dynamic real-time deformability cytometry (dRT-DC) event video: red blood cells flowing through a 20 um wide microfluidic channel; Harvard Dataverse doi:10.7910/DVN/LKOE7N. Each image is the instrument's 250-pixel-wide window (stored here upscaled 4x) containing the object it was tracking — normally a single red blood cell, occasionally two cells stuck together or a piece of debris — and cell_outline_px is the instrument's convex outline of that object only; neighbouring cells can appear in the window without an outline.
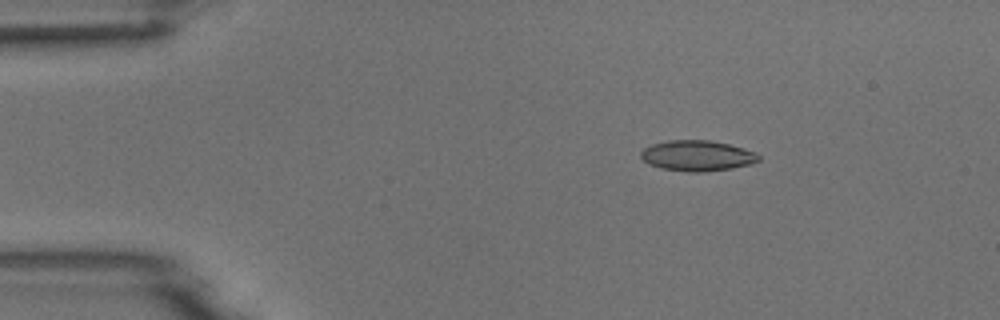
{"species": "common noctule bat (a hibernating species)", "species_latin": "Nyctalus noctula", "temperature_condition": "room temperature", "stored_images_in_passage": 4, "camera_frame_rate_fps": 3000, "um_per_image_px": 0.085, "animal": {"sex": "male", "body_mass_g": 18.8}, "frame": {"image": 1, "passage_image": 2, "time_ms": 1.0, "image_size_px": [1000, 320], "cell_outline_px": [[760, 160], [752, 164], [732, 168], [704, 172], [688, 172], [660, 168], [648, 164], [640, 156], [640, 152], [644, 148], [652, 144], [668, 140], [708, 140], [728, 144], [744, 148], [756, 152], [760, 156]], "centroid_in_image_um": [59.27, 13.24], "position_along_channel_um": 25.7, "area_um2": 21.15}}